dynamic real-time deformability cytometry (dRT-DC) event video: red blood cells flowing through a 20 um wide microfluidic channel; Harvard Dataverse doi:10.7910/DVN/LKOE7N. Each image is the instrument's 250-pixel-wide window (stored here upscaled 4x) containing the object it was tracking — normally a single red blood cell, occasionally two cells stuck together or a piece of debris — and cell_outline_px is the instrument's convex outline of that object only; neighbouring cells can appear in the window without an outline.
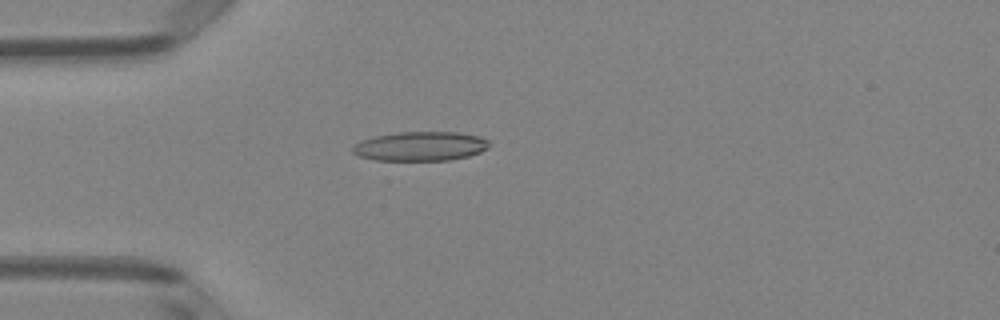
{"species": "Egyptian fruit bat (a non-hibernating species)", "species_latin": "Rousettus aegyptiacus", "temperature_condition": "room temperature", "stored_images_in_passage": 5, "camera_frame_rate_fps": 3000, "um_per_image_px": 0.085, "animal": {"sex": "female"}, "frame": {"image": 1, "passage_image": 4, "time_ms": 1.0, "image_size_px": [1000, 320], "cell_outline_px": [[488, 148], [480, 152], [468, 156], [448, 160], [376, 160], [360, 156], [352, 152], [352, 148], [360, 140], [376, 136], [400, 132], [456, 132], [480, 136], [488, 140]], "centroid_in_image_um": [35.74, 12.43], "position_along_channel_um": 49.3, "area_um2": 23.12}}